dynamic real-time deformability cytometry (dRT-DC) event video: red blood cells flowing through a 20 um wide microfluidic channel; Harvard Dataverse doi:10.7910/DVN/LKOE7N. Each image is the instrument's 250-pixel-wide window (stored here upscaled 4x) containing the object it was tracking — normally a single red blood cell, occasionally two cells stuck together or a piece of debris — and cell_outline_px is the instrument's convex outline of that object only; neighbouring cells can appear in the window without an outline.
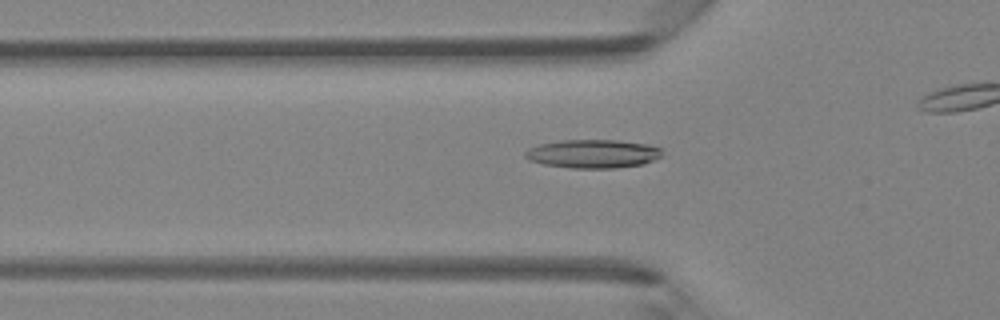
{"species": "Egyptian fruit bat (a non-hibernating species)", "species_latin": "Rousettus aegyptiacus", "temperature_condition": "room temperature", "stored_images_in_passage": 38, "camera_frame_rate_fps": 3000, "um_per_image_px": 0.085, "animal": {"sex": "female"}, "frame": {"image": 1, "passage_image": 16, "time_ms": 5.0, "image_size_px": [1000, 320], "cell_outline_px": [[660, 156], [644, 164], [616, 168], [572, 168], [544, 164], [528, 160], [524, 156], [524, 152], [528, 148], [540, 144], [560, 140], [620, 140], [648, 144], [660, 148]], "centroid_in_image_um": [50.36, 13.07], "position_along_channel_um": 75.4, "area_um2": 22.77}}
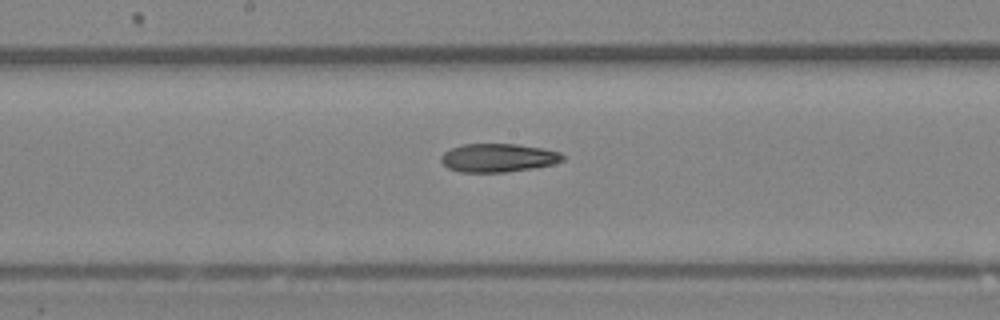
{"frame": {"image": 2, "passage_image": 25, "time_ms": 8.0, "image_size_px": [1000, 320], "cell_outline_px": [[564, 160], [552, 164], [532, 168], [504, 172], [460, 172], [448, 168], [440, 160], [440, 156], [444, 152], [460, 144], [516, 144], [540, 148], [560, 152], [564, 156]], "centroid_in_image_um": [42.31, 13.41], "position_along_channel_um": 205.9, "area_um2": 20.06}}
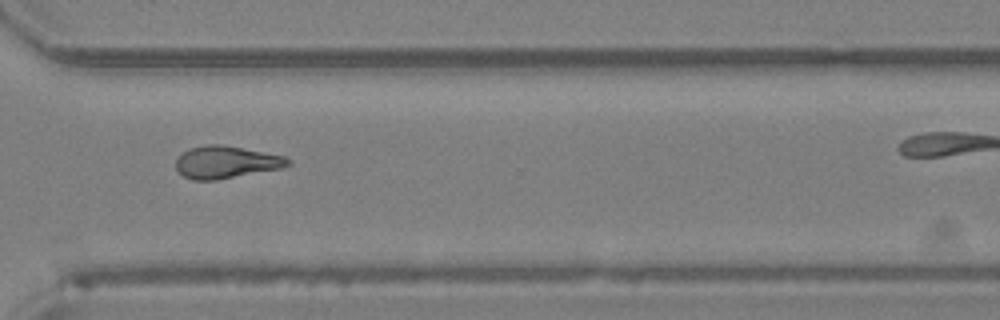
{"frame": {"image": 3, "passage_image": 35, "time_ms": 11.333, "image_size_px": [1000, 320], "cell_outline_px": [[292, 164], [284, 168], [216, 180], [192, 180], [184, 176], [176, 168], [176, 160], [188, 148], [208, 144], [220, 144], [284, 156], [292, 160]], "centroid_in_image_um": [19.25, 13.79], "position_along_channel_um": 351.4, "area_um2": 21.1}}